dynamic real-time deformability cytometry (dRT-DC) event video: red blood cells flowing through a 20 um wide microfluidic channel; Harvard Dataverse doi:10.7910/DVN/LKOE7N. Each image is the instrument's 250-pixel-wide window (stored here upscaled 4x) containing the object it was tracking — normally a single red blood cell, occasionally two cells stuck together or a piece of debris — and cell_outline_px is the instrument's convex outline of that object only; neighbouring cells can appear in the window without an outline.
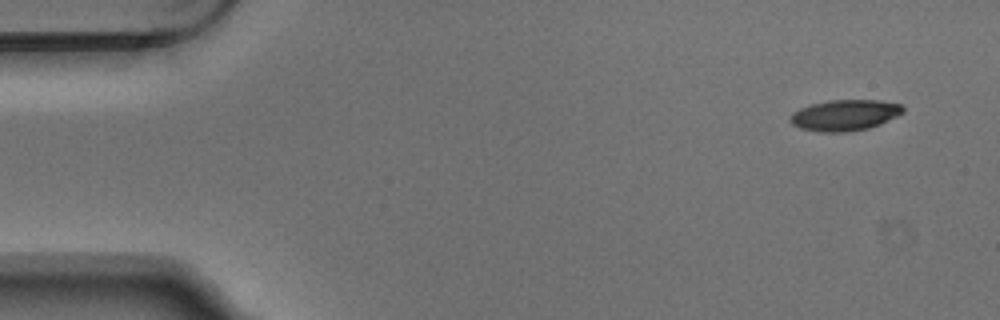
{"species": "Egyptian fruit bat (a non-hibernating species)", "species_latin": "Rousettus aegyptiacus", "temperature_condition": "warm", "stored_images_in_passage": 5, "segment_of_instrument_passage": [2, 2], "camera_frame_rate_fps": 3000, "um_per_image_px": 0.085, "animal": {"sex": "male"}, "frame": {"image": 1, "passage_image": 5, "time_ms": 1.333, "image_size_px": [1000, 320], "cell_outline_px": [[904, 112], [880, 124], [868, 128], [844, 132], [820, 132], [800, 128], [792, 124], [788, 120], [792, 112], [800, 108], [812, 104], [828, 100], [880, 100], [900, 104], [904, 108]], "centroid_in_image_um": [71.78, 9.78], "position_along_channel_um": 13.2, "area_um2": 20.35}}